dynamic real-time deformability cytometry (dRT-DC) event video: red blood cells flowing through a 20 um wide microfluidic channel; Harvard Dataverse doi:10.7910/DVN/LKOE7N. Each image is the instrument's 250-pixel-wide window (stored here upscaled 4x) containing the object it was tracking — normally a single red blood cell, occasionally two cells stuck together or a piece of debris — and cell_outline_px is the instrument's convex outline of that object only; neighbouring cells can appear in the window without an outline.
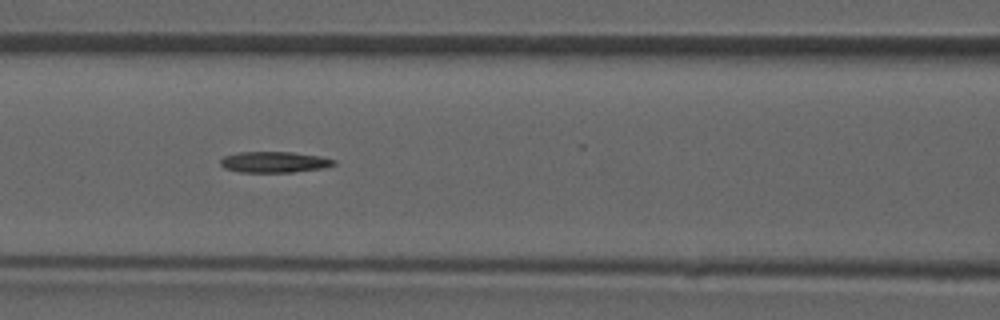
{"species": "common noctule bat (a hibernating species)", "species_latin": "Nyctalus noctula", "temperature_condition": "room temperature", "stored_images_in_passage": 9, "camera_frame_rate_fps": 3000, "um_per_image_px": 0.085, "animal": {"sex": "male", "forearm_length_mm": 52.5}, "frame": {"image": 1, "passage_image": 6, "time_ms": 5.667, "image_size_px": [1000, 320], "cell_outline_px": [[336, 164], [324, 168], [292, 172], [240, 172], [224, 168], [220, 164], [220, 160], [224, 156], [236, 152], [292, 152], [320, 156], [336, 160]], "centroid_in_image_um": [23.31, 13.77], "position_along_channel_um": 143.3, "area_um2": 13.93}}